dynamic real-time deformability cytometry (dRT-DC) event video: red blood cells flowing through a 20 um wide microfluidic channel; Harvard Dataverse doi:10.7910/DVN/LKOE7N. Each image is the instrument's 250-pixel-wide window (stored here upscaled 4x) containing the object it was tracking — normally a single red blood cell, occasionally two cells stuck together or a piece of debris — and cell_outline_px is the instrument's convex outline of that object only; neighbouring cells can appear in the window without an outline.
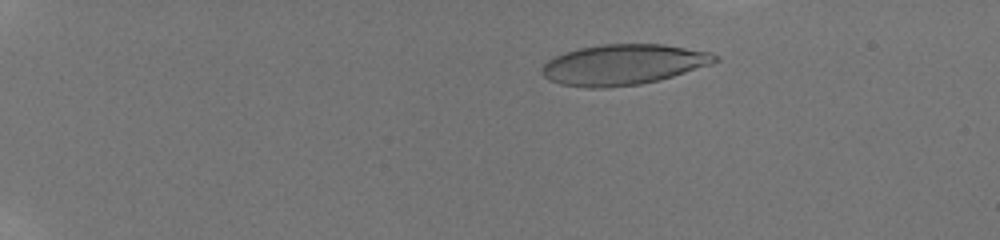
{"species": "human", "species_latin": "Homo sapiens", "temperature_condition": "room temperature", "stored_images_in_passage": 26, "camera_frame_rate_fps": 3000, "um_per_image_px": 0.085, "donor": {"sex": "male"}, "frame": {"image": 1, "passage_image": 13, "time_ms": 4.0, "image_size_px": [1000, 240], "cell_outline_px": [[720, 60], [712, 64], [660, 80], [640, 84], [604, 88], [588, 88], [560, 84], [548, 80], [544, 76], [540, 68], [548, 60], [564, 52], [580, 48], [600, 44], [664, 44], [712, 52], [720, 56]], "centroid_in_image_um": [53.0, 5.49], "position_along_channel_um": 32.0, "area_um2": 41.15}}
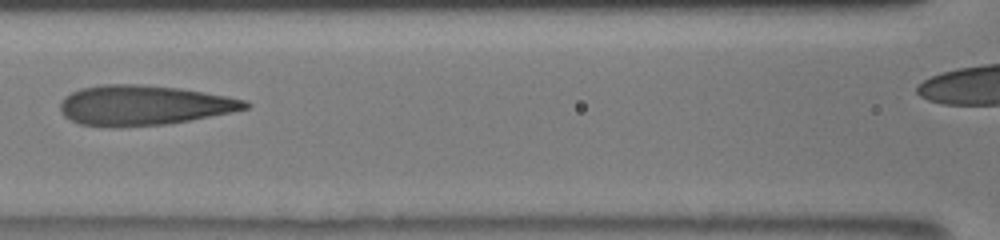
{"frame": {"image": 2, "passage_image": 24, "time_ms": 10.0, "image_size_px": [1000, 240], "cell_outline_px": [[252, 104], [248, 108], [232, 112], [188, 120], [164, 124], [116, 128], [112, 128], [80, 124], [64, 116], [60, 112], [60, 104], [64, 96], [80, 88], [104, 84], [140, 84], [180, 88], [228, 96], [248, 100]], "centroid_in_image_um": [12.2, 8.95], "position_along_channel_um": 154.4, "area_um2": 43.35}}
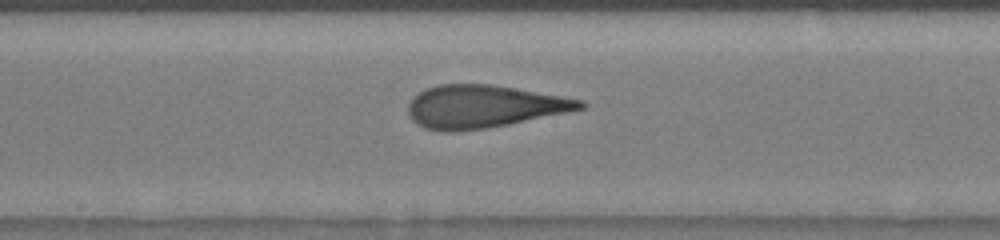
{"frame": {"image": 3, "passage_image": 26, "time_ms": 11.333, "image_size_px": [1000, 240], "cell_outline_px": [[588, 104], [584, 108], [568, 112], [508, 124], [484, 128], [456, 132], [444, 132], [424, 128], [416, 124], [412, 120], [408, 112], [408, 104], [420, 92], [428, 88], [440, 84], [488, 84], [584, 100]], "centroid_in_image_um": [41.09, 9.07], "position_along_channel_um": 207.1, "area_um2": 42.43}}